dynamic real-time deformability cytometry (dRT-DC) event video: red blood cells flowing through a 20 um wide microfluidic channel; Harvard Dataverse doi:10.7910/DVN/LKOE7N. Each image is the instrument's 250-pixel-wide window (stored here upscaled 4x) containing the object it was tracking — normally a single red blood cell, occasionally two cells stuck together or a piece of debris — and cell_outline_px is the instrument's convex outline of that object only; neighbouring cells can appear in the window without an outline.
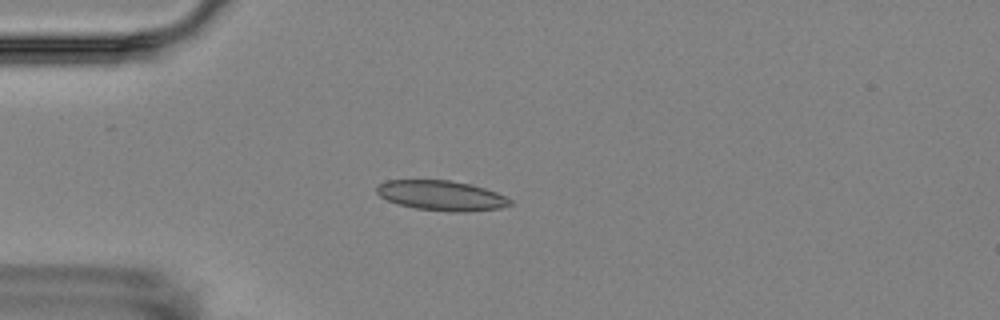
{"species": "Egyptian fruit bat (a non-hibernating species)", "species_latin": "Rousettus aegyptiacus", "temperature_condition": "room temperature", "stored_images_in_passage": 4, "camera_frame_rate_fps": 3000, "um_per_image_px": 0.085, "animal": {"sex": "female"}, "frame": {"image": 1, "passage_image": 4, "time_ms": 3.333, "image_size_px": [1000, 320], "cell_outline_px": [[512, 204], [500, 208], [464, 212], [452, 212], [416, 208], [400, 204], [388, 200], [380, 196], [376, 192], [376, 184], [388, 180], [448, 180], [472, 184], [496, 192], [512, 200]], "centroid_in_image_um": [37.52, 16.61], "position_along_channel_um": 47.5, "area_um2": 23.24}}